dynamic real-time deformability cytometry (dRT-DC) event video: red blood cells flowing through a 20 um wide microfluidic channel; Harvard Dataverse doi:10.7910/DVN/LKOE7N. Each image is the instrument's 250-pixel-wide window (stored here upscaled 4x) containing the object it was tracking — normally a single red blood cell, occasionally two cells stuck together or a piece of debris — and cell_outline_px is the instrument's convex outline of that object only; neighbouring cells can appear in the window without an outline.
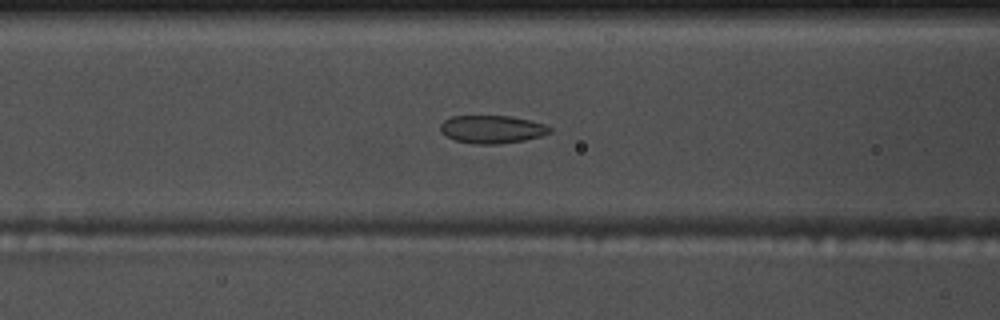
{"species": "common noctule bat (a hibernating species)", "species_latin": "Nyctalus noctula", "temperature_condition": "warm", "stored_images_in_passage": 31, "camera_frame_rate_fps": 3000, "um_per_image_px": 0.085, "animal": {"sex": "male", "body_mass_g": 17.5, "forearm_length_mm": 52.3}, "frame": {"image": 1, "passage_image": 8, "time_ms": 2.333, "image_size_px": [1000, 320], "cell_outline_px": [[552, 132], [540, 136], [524, 140], [496, 144], [476, 144], [456, 140], [440, 132], [440, 124], [444, 120], [452, 116], [512, 116], [544, 124], [552, 128]], "centroid_in_image_um": [41.82, 10.98], "position_along_channel_um": 124.8, "area_um2": 17.69}}
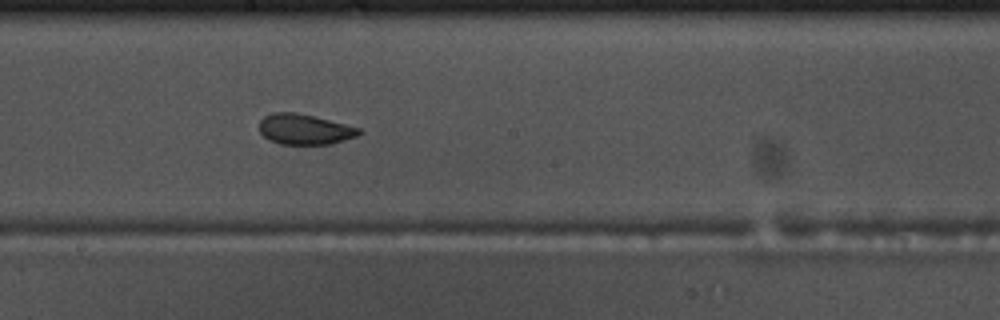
{"frame": {"image": 2, "passage_image": 16, "time_ms": 5.0, "image_size_px": [1000, 320], "cell_outline_px": [[364, 132], [356, 136], [332, 144], [280, 144], [268, 140], [260, 132], [260, 120], [264, 116], [272, 112], [296, 112], [316, 116], [360, 128]], "centroid_in_image_um": [25.89, 10.98], "position_along_channel_um": 222.3, "area_um2": 17.86}}
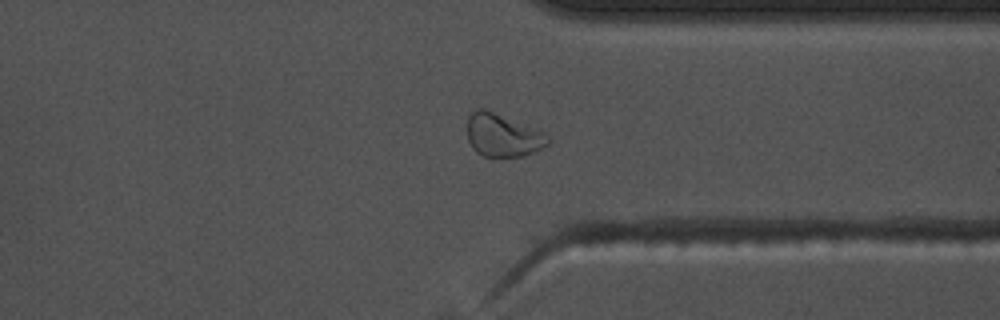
{"frame": {"image": 3, "passage_image": 28, "time_ms": 9.0, "image_size_px": [1000, 320], "cell_outline_px": [[552, 140], [548, 144], [536, 152], [524, 156], [484, 156], [476, 152], [472, 148], [468, 140], [468, 112], [476, 108], [484, 108], [536, 128], [544, 132]], "centroid_in_image_um": [42.74, 11.48], "position_along_channel_um": 368.7, "area_um2": 20.46}, "authors_computed_cell_mechanics": {"area_um2": 17.9758, "velocity_mm_per_s": 3.6775, "shape_relaxation_time_tau1_ms": 7.2698, "shape_relaxation_time_tau2_ms": 1.5906, "deformation_change_tau1": 0.1319, "deformation_change_tau2": 0.0674}}